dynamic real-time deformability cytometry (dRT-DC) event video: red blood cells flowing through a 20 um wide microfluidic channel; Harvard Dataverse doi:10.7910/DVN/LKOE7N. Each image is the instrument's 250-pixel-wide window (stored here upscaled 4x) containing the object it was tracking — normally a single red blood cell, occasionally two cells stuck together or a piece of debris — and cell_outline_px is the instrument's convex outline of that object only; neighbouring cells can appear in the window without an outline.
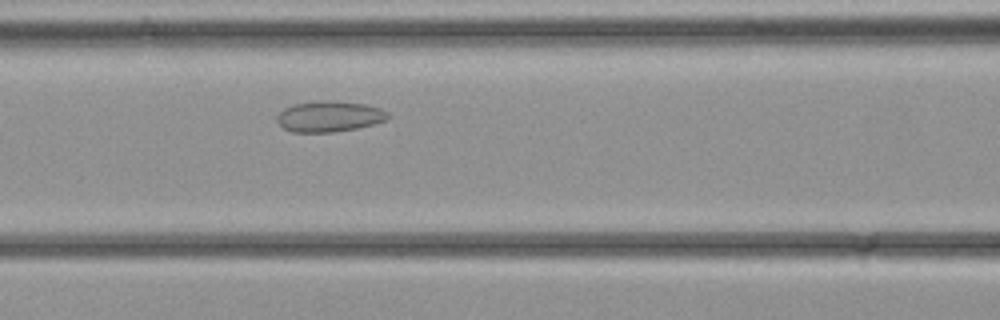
{"species": "common noctule bat (a hibernating species)", "species_latin": "Nyctalus noctula", "temperature_condition": "cold", "stored_images_in_passage": 30, "camera_frame_rate_fps": 3000, "um_per_image_px": 0.085, "animal": {"sex": "female", "body_mass_g": 21.9}, "frame": {"image": 1, "passage_image": 10, "time_ms": 3.0, "image_size_px": [1000, 320], "cell_outline_px": [[388, 120], [356, 128], [332, 132], [292, 132], [284, 128], [276, 120], [276, 116], [284, 108], [296, 104], [324, 100], [332, 100], [364, 104], [380, 108], [388, 112]], "centroid_in_image_um": [27.99, 9.89], "position_along_channel_um": 138.6, "area_um2": 19.77}}
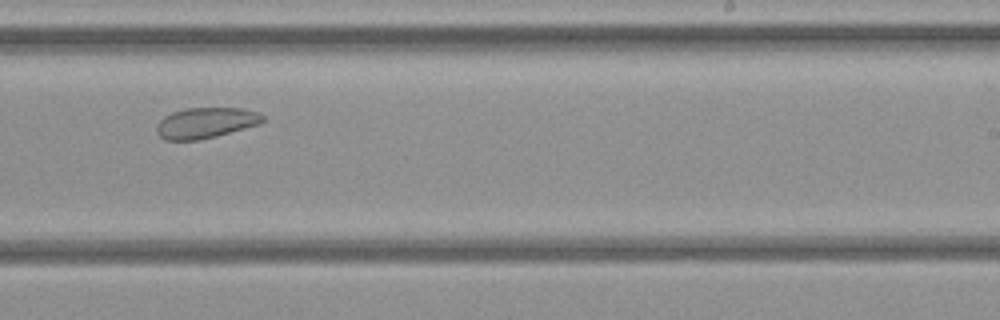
{"frame": {"image": 2, "passage_image": 17, "time_ms": 5.333, "image_size_px": [1000, 320], "cell_outline_px": [[264, 120], [260, 124], [216, 136], [200, 140], [164, 140], [156, 132], [156, 128], [160, 120], [164, 116], [172, 112], [184, 108], [240, 108], [256, 112], [264, 116]], "centroid_in_image_um": [17.46, 10.44], "position_along_channel_um": 271.5, "area_um2": 18.96}}
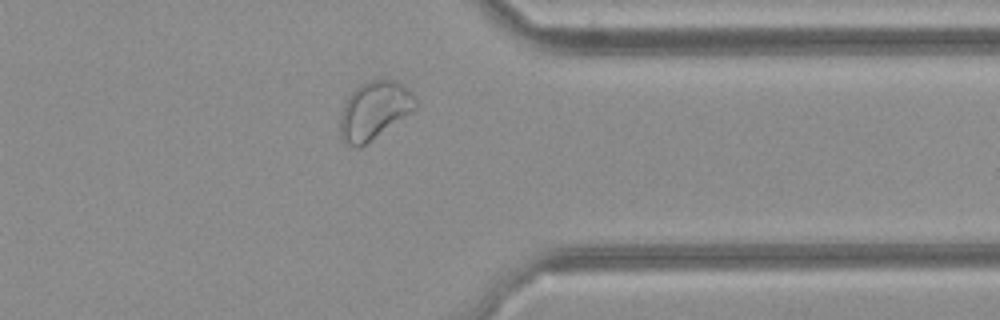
{"frame": {"image": 3, "passage_image": 23, "time_ms": 7.333, "image_size_px": [1000, 320], "cell_outline_px": [[416, 108], [360, 148], [356, 148], [344, 144], [340, 136], [340, 112], [348, 96], [360, 84], [368, 80], [384, 76], [396, 80], [412, 92], [416, 100]], "centroid_in_image_um": [31.78, 9.35], "position_along_channel_um": 379.6, "area_um2": 25.72}}